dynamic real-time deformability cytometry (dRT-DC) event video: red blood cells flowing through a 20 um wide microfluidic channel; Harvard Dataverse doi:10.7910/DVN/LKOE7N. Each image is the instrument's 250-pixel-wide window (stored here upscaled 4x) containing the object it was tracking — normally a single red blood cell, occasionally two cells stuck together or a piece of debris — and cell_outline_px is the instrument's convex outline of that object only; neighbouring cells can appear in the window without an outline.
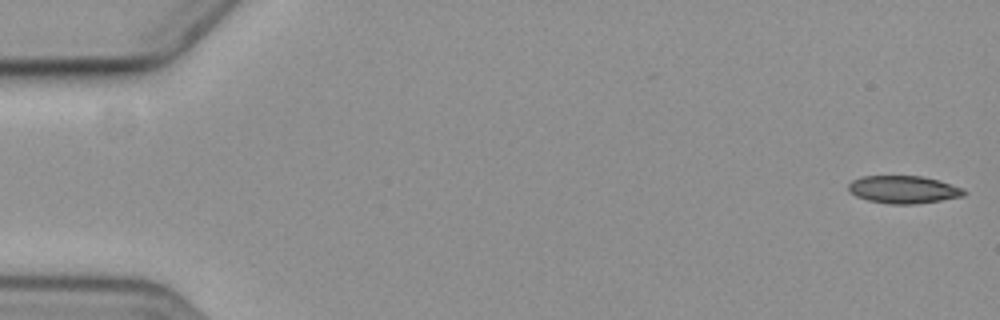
{"species": "common noctule bat (a hibernating species)", "species_latin": "Nyctalus noctula", "temperature_condition": "cold", "stored_images_in_passage": 5, "segment_of_instrument_passage": [2, 2], "camera_frame_rate_fps": 3000, "um_per_image_px": 0.085, "animal": {"sex": "female", "body_mass_g": 19.3, "forearm_length_mm": 54.1}, "frame": {"image": 1, "passage_image": 5, "time_ms": 6.0, "image_size_px": [1000, 320], "cell_outline_px": [[968, 192], [964, 196], [940, 200], [912, 204], [892, 204], [868, 200], [856, 196], [848, 188], [848, 184], [852, 180], [860, 176], [920, 176], [936, 180], [964, 188]], "centroid_in_image_um": [76.8, 16.11], "position_along_channel_um": 8.2, "area_um2": 18.44}}